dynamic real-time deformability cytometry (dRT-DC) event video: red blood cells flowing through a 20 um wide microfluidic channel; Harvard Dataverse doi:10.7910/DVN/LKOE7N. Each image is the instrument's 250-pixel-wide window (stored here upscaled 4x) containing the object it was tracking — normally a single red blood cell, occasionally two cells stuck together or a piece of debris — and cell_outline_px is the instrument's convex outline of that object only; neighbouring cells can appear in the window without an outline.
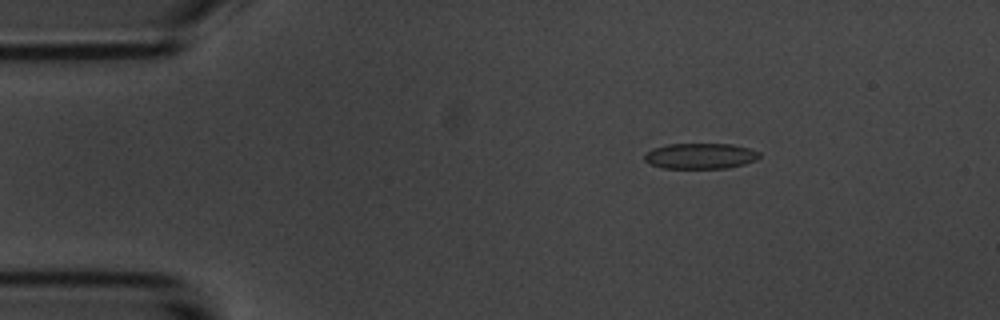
{"species": "common noctule bat (a hibernating species)", "species_latin": "Nyctalus noctula", "temperature_condition": "room temperature", "stored_images_in_passage": 6, "camera_frame_rate_fps": 3000, "um_per_image_px": 0.085, "animal": {"sex": "male", "body_mass_g": 20.1, "forearm_length_mm": 53.5}, "frame": {"image": 1, "passage_image": 3, "time_ms": 2.333, "image_size_px": [1000, 320], "cell_outline_px": [[760, 156], [756, 160], [744, 164], [728, 168], [660, 168], [648, 164], [644, 160], [644, 156], [652, 148], [668, 144], [732, 144], [748, 148], [760, 152]], "centroid_in_image_um": [59.51, 13.26], "position_along_channel_um": 25.5, "area_um2": 17.28}}
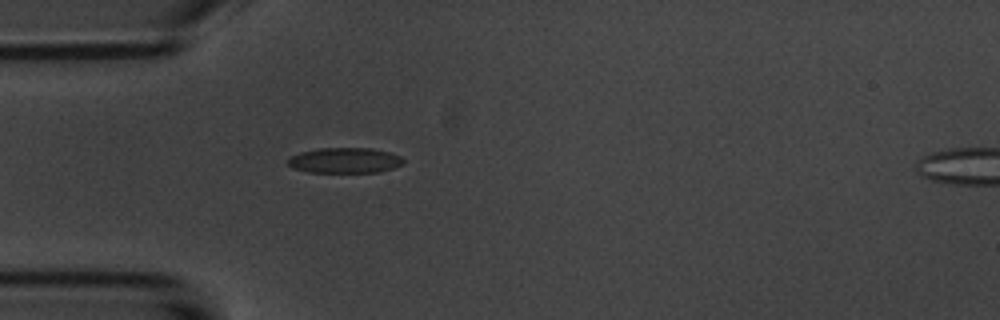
{"frame": {"image": 2, "passage_image": 5, "time_ms": 4.667, "image_size_px": [1000, 320], "cell_outline_px": [[404, 164], [380, 172], [308, 172], [292, 168], [284, 164], [284, 160], [288, 156], [300, 152], [316, 148], [372, 148], [388, 152], [400, 156], [404, 160]], "centroid_in_image_um": [29.21, 13.63], "position_along_channel_um": 55.8, "area_um2": 17.46}}